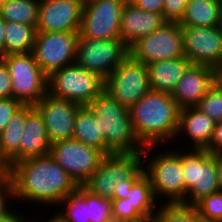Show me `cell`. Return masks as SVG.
I'll list each match as a JSON object with an SVG mask.
<instances>
[{"label":"cell","mask_w":222,"mask_h":222,"mask_svg":"<svg viewBox=\"0 0 222 222\" xmlns=\"http://www.w3.org/2000/svg\"><path fill=\"white\" fill-rule=\"evenodd\" d=\"M9 183L14 200L56 206V210L58 204L78 187L50 154L13 163Z\"/></svg>","instance_id":"6da1fadb"},{"label":"cell","mask_w":222,"mask_h":222,"mask_svg":"<svg viewBox=\"0 0 222 222\" xmlns=\"http://www.w3.org/2000/svg\"><path fill=\"white\" fill-rule=\"evenodd\" d=\"M132 125L138 140L144 146L175 142L179 111L170 93L150 90L130 108Z\"/></svg>","instance_id":"7a4b0ae2"},{"label":"cell","mask_w":222,"mask_h":222,"mask_svg":"<svg viewBox=\"0 0 222 222\" xmlns=\"http://www.w3.org/2000/svg\"><path fill=\"white\" fill-rule=\"evenodd\" d=\"M99 120L104 136L106 155L112 153H137L144 150L134 131L129 107L120 104L103 90L88 105Z\"/></svg>","instance_id":"3957f363"},{"label":"cell","mask_w":222,"mask_h":222,"mask_svg":"<svg viewBox=\"0 0 222 222\" xmlns=\"http://www.w3.org/2000/svg\"><path fill=\"white\" fill-rule=\"evenodd\" d=\"M158 145L145 146L142 151L144 174L149 178L155 198L159 203H183L185 183L183 179L180 149L157 150ZM158 153H155L156 150ZM155 153L150 157V153ZM149 156V157H148ZM147 157V158H146ZM149 158V160H148ZM160 197V198H159ZM166 198V201H164Z\"/></svg>","instance_id":"277c9868"},{"label":"cell","mask_w":222,"mask_h":222,"mask_svg":"<svg viewBox=\"0 0 222 222\" xmlns=\"http://www.w3.org/2000/svg\"><path fill=\"white\" fill-rule=\"evenodd\" d=\"M180 149L185 183L183 204L194 206L203 197L219 191L217 155L206 149Z\"/></svg>","instance_id":"5b68a950"},{"label":"cell","mask_w":222,"mask_h":222,"mask_svg":"<svg viewBox=\"0 0 222 222\" xmlns=\"http://www.w3.org/2000/svg\"><path fill=\"white\" fill-rule=\"evenodd\" d=\"M12 80V98L23 105H35L48 93V76L33 53L7 54L1 57Z\"/></svg>","instance_id":"8992f818"},{"label":"cell","mask_w":222,"mask_h":222,"mask_svg":"<svg viewBox=\"0 0 222 222\" xmlns=\"http://www.w3.org/2000/svg\"><path fill=\"white\" fill-rule=\"evenodd\" d=\"M142 168V152L108 154L82 186L94 195L112 200L115 186L132 179Z\"/></svg>","instance_id":"52a82bcc"},{"label":"cell","mask_w":222,"mask_h":222,"mask_svg":"<svg viewBox=\"0 0 222 222\" xmlns=\"http://www.w3.org/2000/svg\"><path fill=\"white\" fill-rule=\"evenodd\" d=\"M104 90V80L75 63L48 76V94L88 105Z\"/></svg>","instance_id":"ba28073f"},{"label":"cell","mask_w":222,"mask_h":222,"mask_svg":"<svg viewBox=\"0 0 222 222\" xmlns=\"http://www.w3.org/2000/svg\"><path fill=\"white\" fill-rule=\"evenodd\" d=\"M129 55L120 39H89L79 35L74 63L97 74L104 81Z\"/></svg>","instance_id":"9c48e42d"},{"label":"cell","mask_w":222,"mask_h":222,"mask_svg":"<svg viewBox=\"0 0 222 222\" xmlns=\"http://www.w3.org/2000/svg\"><path fill=\"white\" fill-rule=\"evenodd\" d=\"M104 90L130 108L151 90L147 66L129 54L104 81Z\"/></svg>","instance_id":"30bf717a"},{"label":"cell","mask_w":222,"mask_h":222,"mask_svg":"<svg viewBox=\"0 0 222 222\" xmlns=\"http://www.w3.org/2000/svg\"><path fill=\"white\" fill-rule=\"evenodd\" d=\"M129 54L145 65L151 62L184 57L183 32L178 22H166L151 34L129 47Z\"/></svg>","instance_id":"8fae6325"},{"label":"cell","mask_w":222,"mask_h":222,"mask_svg":"<svg viewBox=\"0 0 222 222\" xmlns=\"http://www.w3.org/2000/svg\"><path fill=\"white\" fill-rule=\"evenodd\" d=\"M49 154L78 186L88 180L105 156L101 150L73 138L52 143Z\"/></svg>","instance_id":"7c38bea8"},{"label":"cell","mask_w":222,"mask_h":222,"mask_svg":"<svg viewBox=\"0 0 222 222\" xmlns=\"http://www.w3.org/2000/svg\"><path fill=\"white\" fill-rule=\"evenodd\" d=\"M79 32H37L33 55L42 71L49 76L75 61Z\"/></svg>","instance_id":"4fadbf2b"},{"label":"cell","mask_w":222,"mask_h":222,"mask_svg":"<svg viewBox=\"0 0 222 222\" xmlns=\"http://www.w3.org/2000/svg\"><path fill=\"white\" fill-rule=\"evenodd\" d=\"M127 0H96L83 5L79 35L89 39L120 38L121 14Z\"/></svg>","instance_id":"5bb4252c"},{"label":"cell","mask_w":222,"mask_h":222,"mask_svg":"<svg viewBox=\"0 0 222 222\" xmlns=\"http://www.w3.org/2000/svg\"><path fill=\"white\" fill-rule=\"evenodd\" d=\"M184 54L191 64L217 69L222 64V26H181Z\"/></svg>","instance_id":"9a60e30c"},{"label":"cell","mask_w":222,"mask_h":222,"mask_svg":"<svg viewBox=\"0 0 222 222\" xmlns=\"http://www.w3.org/2000/svg\"><path fill=\"white\" fill-rule=\"evenodd\" d=\"M81 106L48 93L34 105L43 118L51 144L73 138L75 118Z\"/></svg>","instance_id":"2e32d148"},{"label":"cell","mask_w":222,"mask_h":222,"mask_svg":"<svg viewBox=\"0 0 222 222\" xmlns=\"http://www.w3.org/2000/svg\"><path fill=\"white\" fill-rule=\"evenodd\" d=\"M81 0H40L37 32H79Z\"/></svg>","instance_id":"e0dca14e"},{"label":"cell","mask_w":222,"mask_h":222,"mask_svg":"<svg viewBox=\"0 0 222 222\" xmlns=\"http://www.w3.org/2000/svg\"><path fill=\"white\" fill-rule=\"evenodd\" d=\"M214 84L215 69L190 64L171 95L180 109L195 107Z\"/></svg>","instance_id":"ac0fdd59"},{"label":"cell","mask_w":222,"mask_h":222,"mask_svg":"<svg viewBox=\"0 0 222 222\" xmlns=\"http://www.w3.org/2000/svg\"><path fill=\"white\" fill-rule=\"evenodd\" d=\"M168 22L163 14L141 10L127 0L122 9L120 39L130 47Z\"/></svg>","instance_id":"d6986e66"},{"label":"cell","mask_w":222,"mask_h":222,"mask_svg":"<svg viewBox=\"0 0 222 222\" xmlns=\"http://www.w3.org/2000/svg\"><path fill=\"white\" fill-rule=\"evenodd\" d=\"M214 129L215 122L199 111L196 106L181 108L175 140H177V137L180 136L181 139V136H183V138H188L186 142L190 141L189 143L192 144L191 146L186 143L187 148L189 146L191 149H207Z\"/></svg>","instance_id":"ffe728a7"},{"label":"cell","mask_w":222,"mask_h":222,"mask_svg":"<svg viewBox=\"0 0 222 222\" xmlns=\"http://www.w3.org/2000/svg\"><path fill=\"white\" fill-rule=\"evenodd\" d=\"M51 142L39 111L33 107L28 112L25 130L21 137L20 161L45 156L50 153Z\"/></svg>","instance_id":"44dd1931"},{"label":"cell","mask_w":222,"mask_h":222,"mask_svg":"<svg viewBox=\"0 0 222 222\" xmlns=\"http://www.w3.org/2000/svg\"><path fill=\"white\" fill-rule=\"evenodd\" d=\"M190 64L185 56L149 63L146 66L151 90L172 94Z\"/></svg>","instance_id":"7402d4cb"},{"label":"cell","mask_w":222,"mask_h":222,"mask_svg":"<svg viewBox=\"0 0 222 222\" xmlns=\"http://www.w3.org/2000/svg\"><path fill=\"white\" fill-rule=\"evenodd\" d=\"M180 26H221L220 0H188Z\"/></svg>","instance_id":"603a6c76"},{"label":"cell","mask_w":222,"mask_h":222,"mask_svg":"<svg viewBox=\"0 0 222 222\" xmlns=\"http://www.w3.org/2000/svg\"><path fill=\"white\" fill-rule=\"evenodd\" d=\"M34 105H22L0 132V145L11 164L20 161V145L27 122L28 112Z\"/></svg>","instance_id":"cb8c5ba5"},{"label":"cell","mask_w":222,"mask_h":222,"mask_svg":"<svg viewBox=\"0 0 222 222\" xmlns=\"http://www.w3.org/2000/svg\"><path fill=\"white\" fill-rule=\"evenodd\" d=\"M73 139L101 150L106 155L104 136L100 133L99 120L87 106H81L75 118Z\"/></svg>","instance_id":"d4e9b609"},{"label":"cell","mask_w":222,"mask_h":222,"mask_svg":"<svg viewBox=\"0 0 222 222\" xmlns=\"http://www.w3.org/2000/svg\"><path fill=\"white\" fill-rule=\"evenodd\" d=\"M126 198L144 219H154L160 204H158L150 180L145 174L128 190Z\"/></svg>","instance_id":"484cf974"},{"label":"cell","mask_w":222,"mask_h":222,"mask_svg":"<svg viewBox=\"0 0 222 222\" xmlns=\"http://www.w3.org/2000/svg\"><path fill=\"white\" fill-rule=\"evenodd\" d=\"M36 33V27L5 21V55L31 53Z\"/></svg>","instance_id":"4316f807"},{"label":"cell","mask_w":222,"mask_h":222,"mask_svg":"<svg viewBox=\"0 0 222 222\" xmlns=\"http://www.w3.org/2000/svg\"><path fill=\"white\" fill-rule=\"evenodd\" d=\"M40 0H7L0 6V16L8 22L36 27Z\"/></svg>","instance_id":"83f0119b"},{"label":"cell","mask_w":222,"mask_h":222,"mask_svg":"<svg viewBox=\"0 0 222 222\" xmlns=\"http://www.w3.org/2000/svg\"><path fill=\"white\" fill-rule=\"evenodd\" d=\"M60 214L67 222H90L89 207L85 198L77 191L70 193L59 204Z\"/></svg>","instance_id":"f1b7e54d"},{"label":"cell","mask_w":222,"mask_h":222,"mask_svg":"<svg viewBox=\"0 0 222 222\" xmlns=\"http://www.w3.org/2000/svg\"><path fill=\"white\" fill-rule=\"evenodd\" d=\"M197 215L194 206L183 203H161L154 222H192Z\"/></svg>","instance_id":"f546056e"},{"label":"cell","mask_w":222,"mask_h":222,"mask_svg":"<svg viewBox=\"0 0 222 222\" xmlns=\"http://www.w3.org/2000/svg\"><path fill=\"white\" fill-rule=\"evenodd\" d=\"M86 200L89 207L90 222H113L112 221V200L94 195L83 186L76 189Z\"/></svg>","instance_id":"4dcf8cb0"},{"label":"cell","mask_w":222,"mask_h":222,"mask_svg":"<svg viewBox=\"0 0 222 222\" xmlns=\"http://www.w3.org/2000/svg\"><path fill=\"white\" fill-rule=\"evenodd\" d=\"M196 107L211 118L215 124L222 122V88L215 82Z\"/></svg>","instance_id":"1f68e13d"},{"label":"cell","mask_w":222,"mask_h":222,"mask_svg":"<svg viewBox=\"0 0 222 222\" xmlns=\"http://www.w3.org/2000/svg\"><path fill=\"white\" fill-rule=\"evenodd\" d=\"M197 214L207 220L222 222V191L205 196L194 205Z\"/></svg>","instance_id":"d6a6232c"},{"label":"cell","mask_w":222,"mask_h":222,"mask_svg":"<svg viewBox=\"0 0 222 222\" xmlns=\"http://www.w3.org/2000/svg\"><path fill=\"white\" fill-rule=\"evenodd\" d=\"M144 218L127 201V198L112 199V221L113 222H140Z\"/></svg>","instance_id":"836d02e7"},{"label":"cell","mask_w":222,"mask_h":222,"mask_svg":"<svg viewBox=\"0 0 222 222\" xmlns=\"http://www.w3.org/2000/svg\"><path fill=\"white\" fill-rule=\"evenodd\" d=\"M23 104L14 98H0V132Z\"/></svg>","instance_id":"e575fe53"},{"label":"cell","mask_w":222,"mask_h":222,"mask_svg":"<svg viewBox=\"0 0 222 222\" xmlns=\"http://www.w3.org/2000/svg\"><path fill=\"white\" fill-rule=\"evenodd\" d=\"M188 0H165L163 16L169 22H179L182 18Z\"/></svg>","instance_id":"d590c367"},{"label":"cell","mask_w":222,"mask_h":222,"mask_svg":"<svg viewBox=\"0 0 222 222\" xmlns=\"http://www.w3.org/2000/svg\"><path fill=\"white\" fill-rule=\"evenodd\" d=\"M0 98H12V80L5 61L0 57Z\"/></svg>","instance_id":"8d00e7d4"},{"label":"cell","mask_w":222,"mask_h":222,"mask_svg":"<svg viewBox=\"0 0 222 222\" xmlns=\"http://www.w3.org/2000/svg\"><path fill=\"white\" fill-rule=\"evenodd\" d=\"M8 199L14 201L11 184L9 182H0V218L10 210L11 205L8 204Z\"/></svg>","instance_id":"74e56055"},{"label":"cell","mask_w":222,"mask_h":222,"mask_svg":"<svg viewBox=\"0 0 222 222\" xmlns=\"http://www.w3.org/2000/svg\"><path fill=\"white\" fill-rule=\"evenodd\" d=\"M136 7L144 11L163 14L165 0H129Z\"/></svg>","instance_id":"f35d334b"},{"label":"cell","mask_w":222,"mask_h":222,"mask_svg":"<svg viewBox=\"0 0 222 222\" xmlns=\"http://www.w3.org/2000/svg\"><path fill=\"white\" fill-rule=\"evenodd\" d=\"M206 150L211 154L222 155V122L215 124L211 142Z\"/></svg>","instance_id":"ab89813d"},{"label":"cell","mask_w":222,"mask_h":222,"mask_svg":"<svg viewBox=\"0 0 222 222\" xmlns=\"http://www.w3.org/2000/svg\"><path fill=\"white\" fill-rule=\"evenodd\" d=\"M144 174V168H142L132 179L121 182L115 186L113 199L126 198L128 190L134 185V183Z\"/></svg>","instance_id":"60d3db41"},{"label":"cell","mask_w":222,"mask_h":222,"mask_svg":"<svg viewBox=\"0 0 222 222\" xmlns=\"http://www.w3.org/2000/svg\"><path fill=\"white\" fill-rule=\"evenodd\" d=\"M12 173V164L4 155L0 145V182H9Z\"/></svg>","instance_id":"b9f144b4"},{"label":"cell","mask_w":222,"mask_h":222,"mask_svg":"<svg viewBox=\"0 0 222 222\" xmlns=\"http://www.w3.org/2000/svg\"><path fill=\"white\" fill-rule=\"evenodd\" d=\"M19 209L17 208V210L15 211L13 208H11L6 214H4L1 218H0V222H34L33 218H31V220L29 219V217L24 216V213H18Z\"/></svg>","instance_id":"7bdbcfd3"},{"label":"cell","mask_w":222,"mask_h":222,"mask_svg":"<svg viewBox=\"0 0 222 222\" xmlns=\"http://www.w3.org/2000/svg\"><path fill=\"white\" fill-rule=\"evenodd\" d=\"M5 56V20L0 16V57Z\"/></svg>","instance_id":"ee69618b"},{"label":"cell","mask_w":222,"mask_h":222,"mask_svg":"<svg viewBox=\"0 0 222 222\" xmlns=\"http://www.w3.org/2000/svg\"><path fill=\"white\" fill-rule=\"evenodd\" d=\"M217 171L219 190L222 191V155H217Z\"/></svg>","instance_id":"f6af8a7d"},{"label":"cell","mask_w":222,"mask_h":222,"mask_svg":"<svg viewBox=\"0 0 222 222\" xmlns=\"http://www.w3.org/2000/svg\"><path fill=\"white\" fill-rule=\"evenodd\" d=\"M54 212L56 213H53L52 216H49L50 218L47 219L45 222H67V220L60 214V212L57 211Z\"/></svg>","instance_id":"bcb514c9"},{"label":"cell","mask_w":222,"mask_h":222,"mask_svg":"<svg viewBox=\"0 0 222 222\" xmlns=\"http://www.w3.org/2000/svg\"><path fill=\"white\" fill-rule=\"evenodd\" d=\"M215 82L222 88V64L215 70Z\"/></svg>","instance_id":"7dc6e473"},{"label":"cell","mask_w":222,"mask_h":222,"mask_svg":"<svg viewBox=\"0 0 222 222\" xmlns=\"http://www.w3.org/2000/svg\"><path fill=\"white\" fill-rule=\"evenodd\" d=\"M192 222H214V221H210L207 220L206 218L201 217L200 215H196L193 219Z\"/></svg>","instance_id":"c3c4849f"},{"label":"cell","mask_w":222,"mask_h":222,"mask_svg":"<svg viewBox=\"0 0 222 222\" xmlns=\"http://www.w3.org/2000/svg\"><path fill=\"white\" fill-rule=\"evenodd\" d=\"M93 1H96V0H81L83 5H86V4L93 2Z\"/></svg>","instance_id":"681fc988"},{"label":"cell","mask_w":222,"mask_h":222,"mask_svg":"<svg viewBox=\"0 0 222 222\" xmlns=\"http://www.w3.org/2000/svg\"><path fill=\"white\" fill-rule=\"evenodd\" d=\"M140 222H154L153 219H144L143 221H140Z\"/></svg>","instance_id":"f907efd6"},{"label":"cell","mask_w":222,"mask_h":222,"mask_svg":"<svg viewBox=\"0 0 222 222\" xmlns=\"http://www.w3.org/2000/svg\"><path fill=\"white\" fill-rule=\"evenodd\" d=\"M7 0H0V6L3 5Z\"/></svg>","instance_id":"816d5d0a"},{"label":"cell","mask_w":222,"mask_h":222,"mask_svg":"<svg viewBox=\"0 0 222 222\" xmlns=\"http://www.w3.org/2000/svg\"><path fill=\"white\" fill-rule=\"evenodd\" d=\"M221 14H222V1H221ZM221 26H222V23H221Z\"/></svg>","instance_id":"f5cc1de1"}]
</instances>
